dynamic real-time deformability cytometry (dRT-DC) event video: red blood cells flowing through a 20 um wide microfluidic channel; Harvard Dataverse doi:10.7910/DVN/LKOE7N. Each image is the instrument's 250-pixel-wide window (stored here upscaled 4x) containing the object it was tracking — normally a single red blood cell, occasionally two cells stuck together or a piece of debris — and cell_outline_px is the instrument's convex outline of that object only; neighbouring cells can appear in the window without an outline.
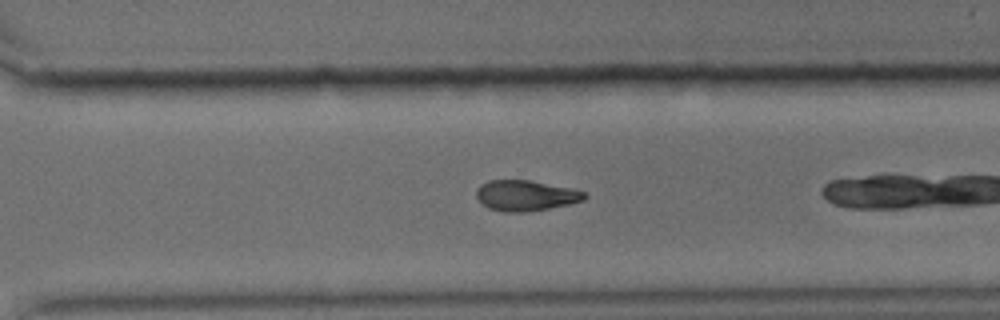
{"species": "common noctule bat (a hibernating species)", "species_latin": "Nyctalus noctula", "temperature_condition": "cold", "stored_images_in_passage": 38, "camera_frame_rate_fps": 3000, "um_per_image_px": 0.085, "animal": {"sex": "male", "body_mass_g": 15.6}, "frame": {"image": 1, "passage_image": 33, "time_ms": 10.667, "image_size_px": [1000, 320], "cell_outline_px": [[588, 196], [584, 200], [568, 204], [548, 208], [524, 212], [504, 212], [488, 208], [476, 196], [476, 192], [480, 184], [488, 180], [528, 180], [572, 188], [588, 192]], "centroid_in_image_um": [44.71, 16.61], "position_along_channel_um": 325.9, "area_um2": 19.25}}